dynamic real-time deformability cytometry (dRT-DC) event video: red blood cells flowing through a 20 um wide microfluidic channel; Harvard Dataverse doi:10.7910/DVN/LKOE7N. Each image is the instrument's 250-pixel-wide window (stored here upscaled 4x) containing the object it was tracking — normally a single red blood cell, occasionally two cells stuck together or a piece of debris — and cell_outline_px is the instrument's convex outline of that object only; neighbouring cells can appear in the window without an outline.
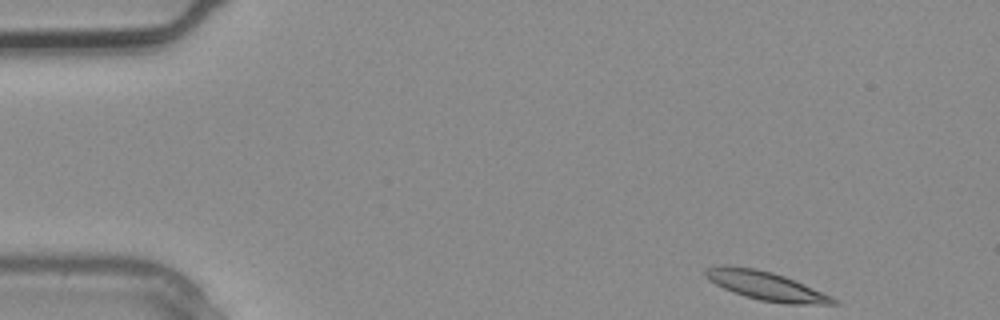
{"species": "common noctule bat (a hibernating species)", "species_latin": "Nyctalus noctula", "temperature_condition": "warm", "stored_images_in_passage": 3, "camera_frame_rate_fps": 3000, "um_per_image_px": 0.085, "animal": {"sex": "male", "body_mass_g": 20.4}, "frame": {"image": 1, "passage_image": 1, "time_ms": 0.0, "image_size_px": [1000, 320], "cell_outline_px": [[840, 304], [784, 304], [760, 300], [732, 292], [708, 280], [704, 276], [704, 268], [720, 264], [728, 264], [756, 268], [772, 272], [784, 276], [804, 284], [832, 296]], "centroid_in_image_um": [65.04, 24.27], "position_along_channel_um": 20.0, "area_um2": 21.62}}